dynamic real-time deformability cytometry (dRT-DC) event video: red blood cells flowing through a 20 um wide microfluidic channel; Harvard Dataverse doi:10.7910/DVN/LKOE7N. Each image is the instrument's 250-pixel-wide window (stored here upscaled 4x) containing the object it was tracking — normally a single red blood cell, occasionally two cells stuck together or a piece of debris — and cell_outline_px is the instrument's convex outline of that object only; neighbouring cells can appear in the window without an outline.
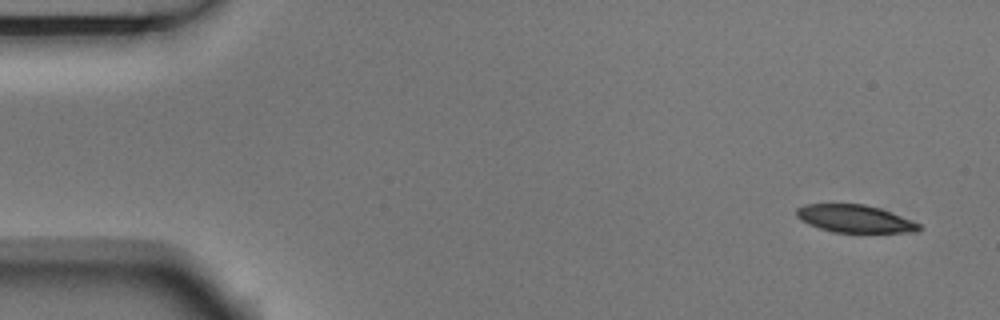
{"species": "Egyptian fruit bat (a non-hibernating species)", "species_latin": "Rousettus aegyptiacus", "temperature_condition": "room temperature", "stored_images_in_passage": 9, "camera_frame_rate_fps": 3000, "um_per_image_px": 0.085, "animal": {"sex": "male"}, "frame": {"image": 1, "passage_image": 1, "time_ms": 0.0, "image_size_px": [1000, 320], "cell_outline_px": [[924, 228], [916, 232], [832, 232], [808, 224], [800, 220], [796, 216], [796, 208], [804, 204], [864, 204], [880, 208], [920, 224]], "centroid_in_image_um": [72.63, 18.59], "position_along_channel_um": 12.4, "area_um2": 19.65}}
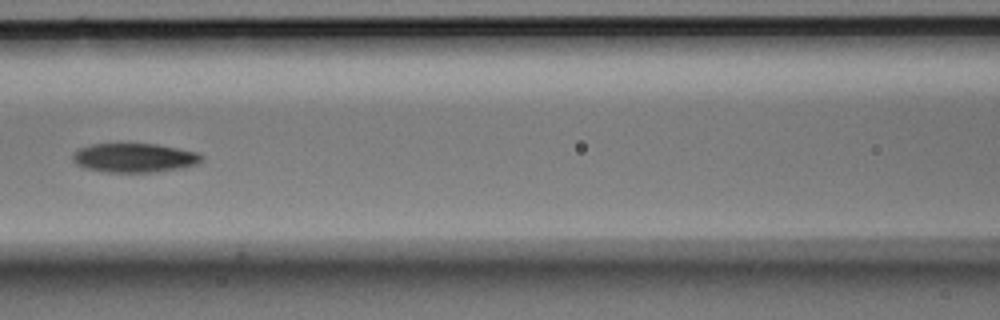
{"frame": {"image": 2, "passage_image": 7, "time_ms": 2.0, "image_size_px": [1000, 320], "cell_outline_px": [[204, 160], [196, 164], [184, 168], [156, 172], [108, 172], [84, 168], [76, 164], [72, 160], [72, 152], [80, 148], [92, 144], [156, 144], [200, 152], [204, 156]], "centroid_in_image_um": [11.46, 13.42], "position_along_channel_um": 155.1, "area_um2": 22.14}}
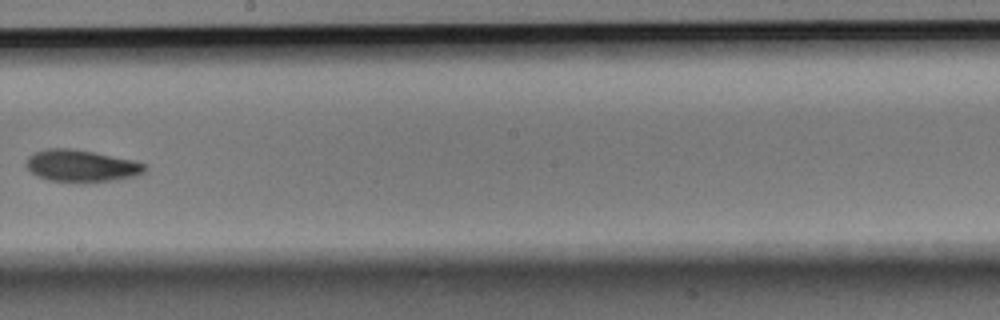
{"frame": {"image": 3, "passage_image": 9, "time_ms": 2.667, "image_size_px": [1000, 320], "cell_outline_px": [[148, 168], [144, 172], [136, 176], [116, 180], [48, 180], [36, 176], [24, 164], [28, 156], [44, 148], [72, 148], [136, 160], [148, 164]], "centroid_in_image_um": [6.95, 14.06], "position_along_channel_um": 241.3, "area_um2": 21.91}}